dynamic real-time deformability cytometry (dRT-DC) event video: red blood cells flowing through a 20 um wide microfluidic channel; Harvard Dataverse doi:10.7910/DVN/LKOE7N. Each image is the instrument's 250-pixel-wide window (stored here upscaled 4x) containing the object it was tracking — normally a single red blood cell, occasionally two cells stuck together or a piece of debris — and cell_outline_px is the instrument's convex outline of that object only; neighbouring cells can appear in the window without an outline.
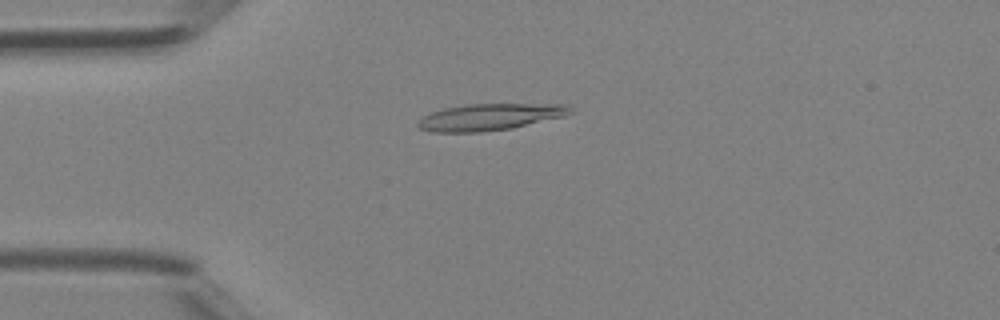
{"species": "Egyptian fruit bat (a non-hibernating species)", "species_latin": "Rousettus aegyptiacus", "temperature_condition": "room temperature", "stored_images_in_passage": 42, "camera_frame_rate_fps": 3000, "um_per_image_px": 0.085, "animal": {"sex": "female"}, "frame": {"image": 1, "passage_image": 11, "time_ms": 3.333, "image_size_px": [1000, 320], "cell_outline_px": [[572, 112], [564, 116], [512, 128], [480, 132], [432, 132], [420, 128], [416, 124], [424, 116], [432, 112], [444, 108], [464, 104], [568, 104]], "centroid_in_image_um": [41.63, 9.94], "position_along_channel_um": 43.4, "area_um2": 23.52}}
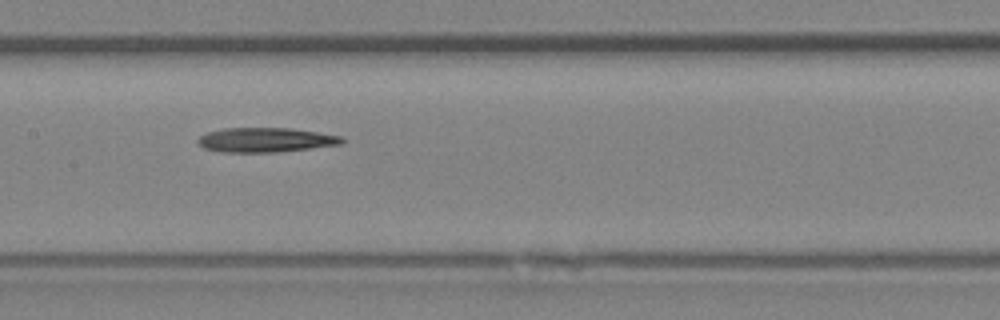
{"frame": {"image": 2, "passage_image": 21, "time_ms": 6.667, "image_size_px": [1000, 320], "cell_outline_px": [[344, 140], [340, 144], [276, 152], [220, 152], [204, 148], [196, 140], [200, 136], [208, 132], [224, 128], [288, 128], [344, 136]], "centroid_in_image_um": [22.55, 11.89], "position_along_channel_um": 184.9, "area_um2": 20.35}}
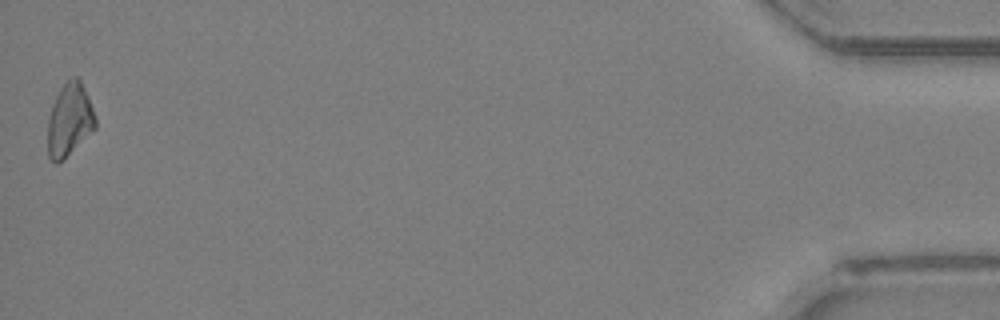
{"frame": {"image": 3, "passage_image": 42, "time_ms": 13.667, "image_size_px": [1000, 320], "cell_outline_px": [[96, 128], [56, 164], [48, 156], [48, 116], [52, 104], [60, 88], [72, 76], [76, 76], [80, 80], [88, 96], [96, 116]], "centroid_in_image_um": [5.91, 10.15], "position_along_channel_um": 429.3, "area_um2": 19.94}}